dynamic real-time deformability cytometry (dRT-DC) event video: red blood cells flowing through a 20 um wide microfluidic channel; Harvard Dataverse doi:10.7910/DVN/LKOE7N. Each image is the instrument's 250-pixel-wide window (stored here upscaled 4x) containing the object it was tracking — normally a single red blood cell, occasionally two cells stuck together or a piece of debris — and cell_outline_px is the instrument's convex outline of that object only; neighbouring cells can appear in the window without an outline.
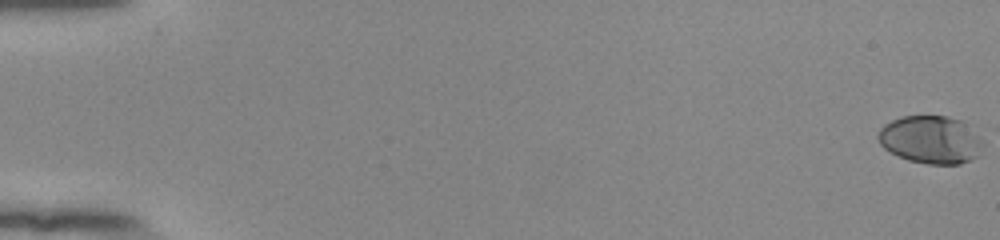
{"species": "human", "species_latin": "Homo sapiens", "temperature_condition": "room temperature", "stored_images_in_passage": 56, "camera_frame_rate_fps": 3000, "um_per_image_px": 0.085, "donor": {"sex": "female"}, "frame": {"image": 1, "passage_image": 1, "time_ms": 0.0, "image_size_px": [1000, 240], "cell_outline_px": [[984, 144], [976, 156], [972, 160], [960, 164], [928, 164], [908, 160], [884, 148], [880, 144], [876, 136], [880, 128], [884, 124], [900, 116], [948, 116], [964, 120], [972, 124], [984, 140]], "centroid_in_image_um": [79.17, 11.85], "position_along_channel_um": 5.8, "area_um2": 29.88}}
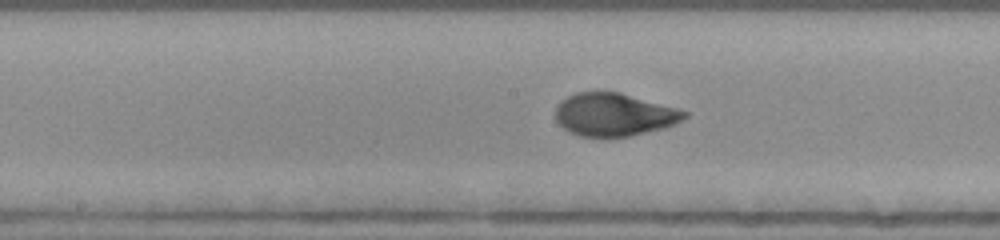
{"frame": {"image": 2, "passage_image": 31, "time_ms": 10.0, "image_size_px": [1000, 240], "cell_outline_px": [[688, 116], [664, 128], [628, 136], [604, 140], [580, 136], [568, 132], [556, 120], [556, 104], [560, 100], [576, 92], [620, 92], [676, 108], [688, 112]], "centroid_in_image_um": [52.14, 9.77], "position_along_channel_um": 196.1, "area_um2": 32.6}}
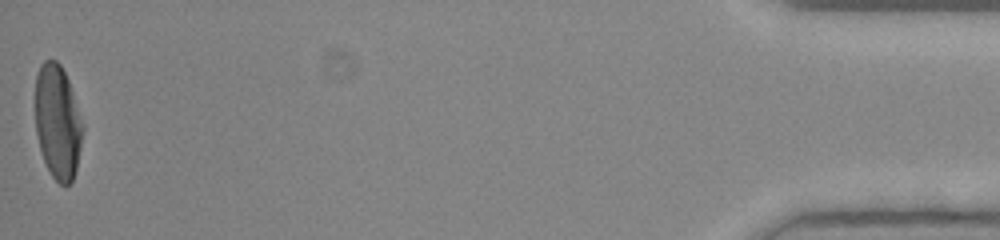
{"frame": {"image": 3, "passage_image": 56, "time_ms": 18.333, "image_size_px": [1000, 240], "cell_outline_px": [[84, 128], [76, 168], [72, 180], [68, 184], [60, 184], [52, 176], [44, 160], [40, 148], [36, 132], [36, 72], [40, 64], [44, 60], [56, 60], [60, 64], [68, 80]], "centroid_in_image_um": [4.89, 10.34], "position_along_channel_um": 430.3, "area_um2": 31.15}, "authors_computed_cell_mechanics": {"area_um2": 31.7611, "velocity_mm_per_s": 3.8732, "shape_relaxation_time_tau1_ms": 4.3147, "shape_relaxation_time_tau2_ms": null, "deformation_change_tau1": 0.2068, "deformation_change_tau2": null}}